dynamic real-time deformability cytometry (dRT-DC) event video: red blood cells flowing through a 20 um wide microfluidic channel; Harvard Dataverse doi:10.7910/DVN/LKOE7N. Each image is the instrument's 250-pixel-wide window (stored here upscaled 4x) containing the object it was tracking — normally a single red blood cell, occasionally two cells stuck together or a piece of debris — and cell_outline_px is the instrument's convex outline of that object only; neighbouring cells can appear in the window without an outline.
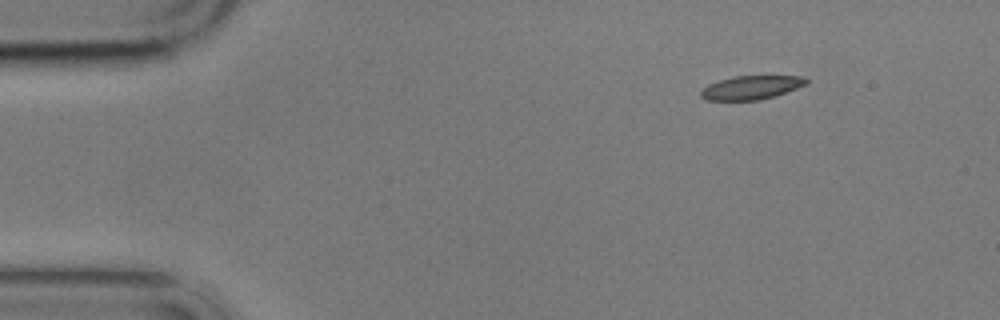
{"species": "common noctule bat (a hibernating species)", "species_latin": "Nyctalus noctula", "temperature_condition": "cold", "stored_images_in_passage": 3, "camera_frame_rate_fps": 3000, "um_per_image_px": 0.085, "animal": {"sex": "male", "body_mass_g": 17.9}, "frame": {"image": 1, "passage_image": 1, "time_ms": 0.0, "image_size_px": [1000, 320], "cell_outline_px": [[808, 84], [760, 100], [704, 100], [700, 96], [700, 92], [708, 84], [720, 80], [736, 76], [800, 76], [808, 80]], "centroid_in_image_um": [63.82, 7.44], "position_along_channel_um": 21.2, "area_um2": 14.33}}
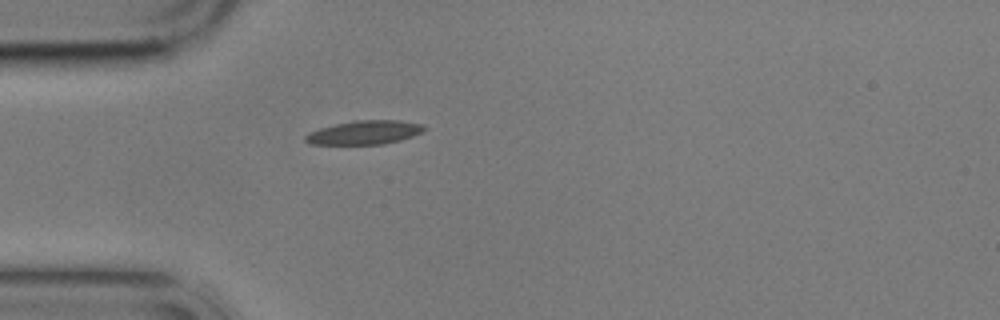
{"frame": {"image": 2, "passage_image": 3, "time_ms": 3.0, "image_size_px": [1000, 320], "cell_outline_px": [[428, 128], [424, 132], [400, 140], [384, 144], [312, 144], [304, 140], [304, 136], [308, 132], [320, 128], [352, 120], [400, 120], [424, 124]], "centroid_in_image_um": [31.03, 11.25], "position_along_channel_um": 54.0, "area_um2": 16.65}}